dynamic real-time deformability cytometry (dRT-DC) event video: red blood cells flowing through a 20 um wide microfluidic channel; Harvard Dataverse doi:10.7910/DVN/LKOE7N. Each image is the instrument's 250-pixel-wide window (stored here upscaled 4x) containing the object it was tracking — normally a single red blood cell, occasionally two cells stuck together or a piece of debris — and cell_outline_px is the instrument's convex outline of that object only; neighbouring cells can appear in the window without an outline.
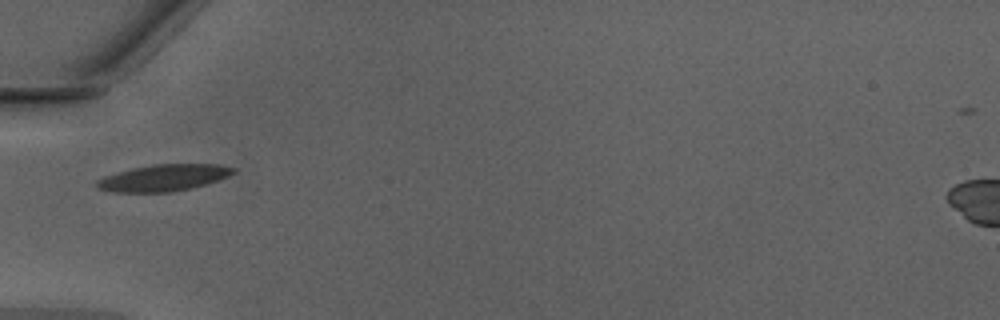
{"species": "Egyptian fruit bat (a non-hibernating species)", "species_latin": "Rousettus aegyptiacus", "temperature_condition": "warm", "stored_images_in_passage": 4, "camera_frame_rate_fps": 3000, "um_per_image_px": 0.085, "animal": {"sex": "male"}, "frame": {"image": 1, "passage_image": 1, "time_ms": 0.0, "image_size_px": [1000, 320], "cell_outline_px": [[236, 172], [228, 176], [192, 188], [168, 192], [112, 192], [96, 188], [92, 184], [96, 180], [104, 176], [132, 168], [152, 164], [220, 164], [236, 168]], "centroid_in_image_um": [13.85, 15.11], "position_along_channel_um": 71.1, "area_um2": 21.27}}